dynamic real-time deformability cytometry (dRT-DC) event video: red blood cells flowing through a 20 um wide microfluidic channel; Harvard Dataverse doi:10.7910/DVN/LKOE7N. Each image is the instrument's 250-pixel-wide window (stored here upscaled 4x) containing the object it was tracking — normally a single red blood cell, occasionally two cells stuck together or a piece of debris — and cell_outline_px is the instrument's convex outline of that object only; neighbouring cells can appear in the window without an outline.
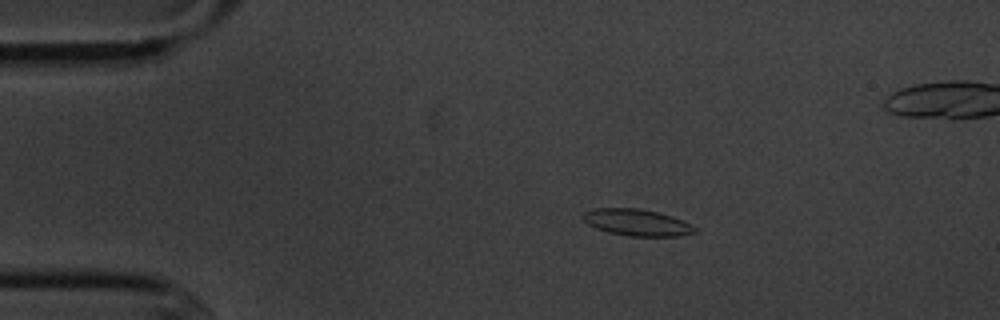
{"species": "common noctule bat (a hibernating species)", "species_latin": "Nyctalus noctula", "temperature_condition": "cold", "stored_images_in_passage": 7, "camera_frame_rate_fps": 3000, "um_per_image_px": 0.085, "animal": {"sex": "male", "body_mass_g": 20.1, "forearm_length_mm": 53.5}, "frame": {"image": 1, "passage_image": 2, "time_ms": 1.333, "image_size_px": [1000, 320], "cell_outline_px": [[696, 232], [680, 236], [628, 236], [608, 232], [596, 228], [588, 224], [580, 216], [584, 212], [592, 208], [640, 208], [672, 216], [692, 224], [696, 228]], "centroid_in_image_um": [54.12, 18.9], "position_along_channel_um": 30.9, "area_um2": 17.46}}
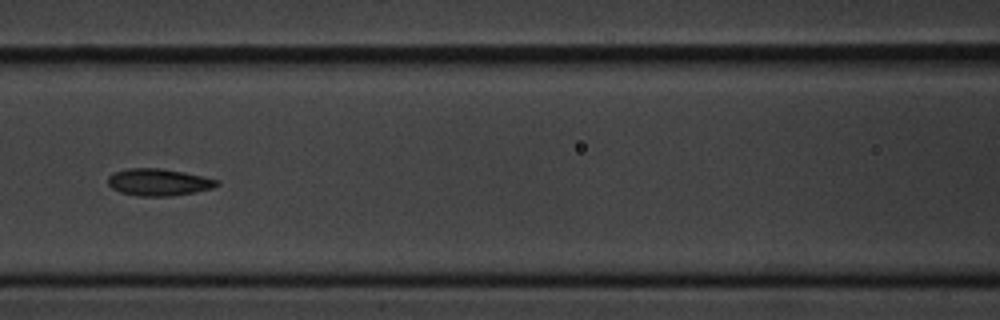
{"frame": {"image": 2, "passage_image": 6, "time_ms": 6.0, "image_size_px": [1000, 320], "cell_outline_px": [[220, 184], [212, 188], [196, 192], [168, 196], [140, 196], [120, 192], [112, 188], [108, 184], [108, 176], [112, 172], [128, 168], [160, 168], [184, 172], [220, 180]], "centroid_in_image_um": [13.48, 15.48], "position_along_channel_um": 153.1, "area_um2": 17.22}}
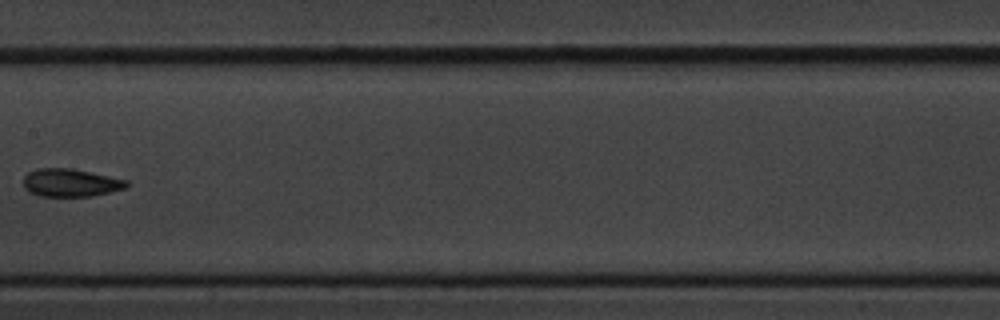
{"frame": {"image": 3, "passage_image": 7, "time_ms": 7.333, "image_size_px": [1000, 320], "cell_outline_px": [[128, 184], [124, 188], [92, 196], [40, 196], [28, 192], [24, 188], [24, 176], [28, 172], [36, 168], [72, 168], [128, 180]], "centroid_in_image_um": [5.95, 15.52], "position_along_channel_um": 201.4, "area_um2": 16.76}}